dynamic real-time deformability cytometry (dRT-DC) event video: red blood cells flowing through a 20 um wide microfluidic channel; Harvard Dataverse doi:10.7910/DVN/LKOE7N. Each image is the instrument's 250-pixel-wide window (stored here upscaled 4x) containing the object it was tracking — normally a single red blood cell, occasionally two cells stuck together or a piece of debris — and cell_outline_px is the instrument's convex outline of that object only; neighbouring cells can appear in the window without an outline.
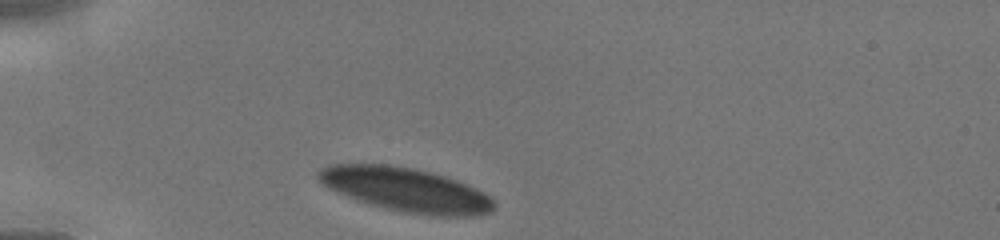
{"species": "human", "species_latin": "Homo sapiens", "temperature_condition": "cold", "stored_images_in_passage": 26, "camera_frame_rate_fps": 3000, "um_per_image_px": 0.085, "donor": {"sex": "male"}, "frame": {"image": 1, "passage_image": 1, "time_ms": 0.0, "image_size_px": [1000, 240], "cell_outline_px": [[496, 208], [492, 212], [480, 216], [432, 216], [404, 212], [384, 208], [356, 200], [328, 188], [316, 176], [316, 172], [320, 168], [332, 164], [388, 164], [412, 168], [432, 172], [456, 180], [476, 188], [484, 192], [496, 204]], "centroid_in_image_um": [34.52, 16.13], "position_along_channel_um": 50.5, "area_um2": 45.2}}
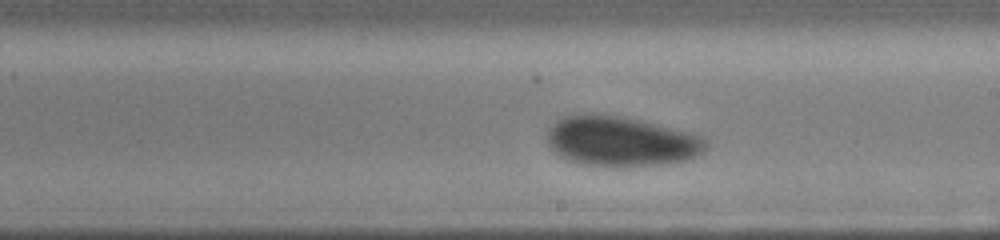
{"frame": {"image": 2, "passage_image": 15, "time_ms": 4.667, "image_size_px": [1000, 240], "cell_outline_px": [[708, 148], [704, 152], [688, 160], [664, 164], [624, 168], [616, 168], [580, 164], [568, 160], [560, 156], [548, 144], [548, 128], [556, 120], [564, 116], [576, 112], [592, 112], [620, 116], [640, 120], [688, 132], [700, 136], [708, 144]], "centroid_in_image_um": [52.75, 12.02], "position_along_channel_um": 236.2, "area_um2": 47.16}}
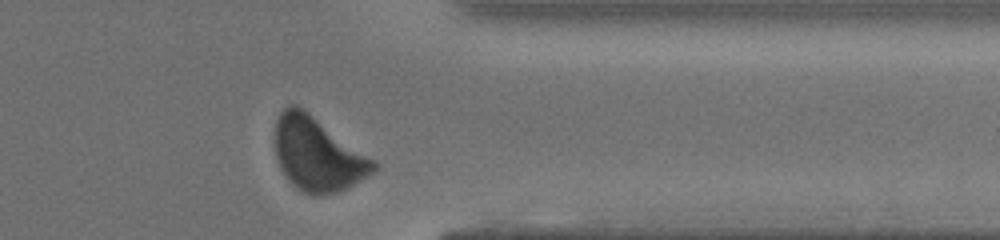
{"frame": {"image": 3, "passage_image": 25, "time_ms": 8.0, "image_size_px": [1000, 240], "cell_outline_px": [[376, 168], [372, 172], [352, 184], [344, 188], [332, 192], [316, 196], [304, 192], [296, 188], [288, 180], [280, 168], [276, 156], [276, 120], [280, 112], [284, 108], [292, 104], [296, 104], [308, 112], [376, 160]], "centroid_in_image_um": [26.97, 13.09], "position_along_channel_um": 384.4, "area_um2": 41.62}}